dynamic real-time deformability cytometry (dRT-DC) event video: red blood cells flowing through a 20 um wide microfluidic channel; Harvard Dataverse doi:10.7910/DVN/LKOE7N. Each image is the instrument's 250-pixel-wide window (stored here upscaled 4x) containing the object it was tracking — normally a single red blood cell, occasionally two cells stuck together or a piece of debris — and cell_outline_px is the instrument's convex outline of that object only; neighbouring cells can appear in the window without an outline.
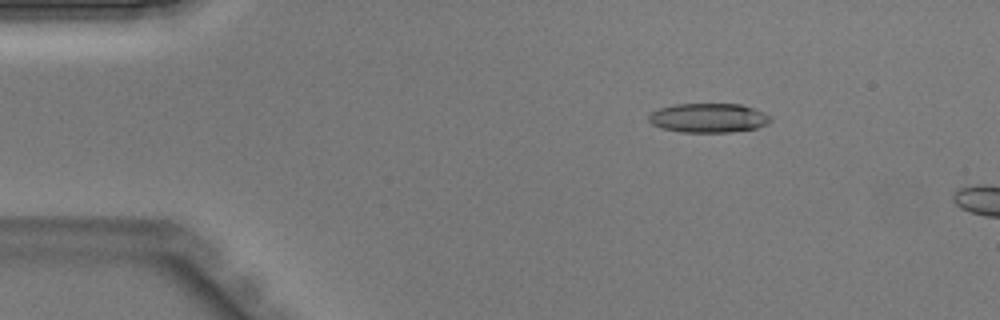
{"species": "Egyptian fruit bat (a non-hibernating species)", "species_latin": "Rousettus aegyptiacus", "temperature_condition": "warm", "stored_images_in_passage": 9, "camera_frame_rate_fps": 3000, "um_per_image_px": 0.085, "animal": {"sex": "male"}, "frame": {"image": 1, "passage_image": 6, "time_ms": 1.667, "image_size_px": [1000, 320], "cell_outline_px": [[772, 120], [768, 124], [756, 128], [728, 132], [680, 132], [660, 128], [652, 124], [648, 120], [648, 116], [652, 112], [660, 108], [672, 104], [740, 104], [752, 108], [772, 116]], "centroid_in_image_um": [60.21, 10.02], "position_along_channel_um": 24.8, "area_um2": 20.81}}